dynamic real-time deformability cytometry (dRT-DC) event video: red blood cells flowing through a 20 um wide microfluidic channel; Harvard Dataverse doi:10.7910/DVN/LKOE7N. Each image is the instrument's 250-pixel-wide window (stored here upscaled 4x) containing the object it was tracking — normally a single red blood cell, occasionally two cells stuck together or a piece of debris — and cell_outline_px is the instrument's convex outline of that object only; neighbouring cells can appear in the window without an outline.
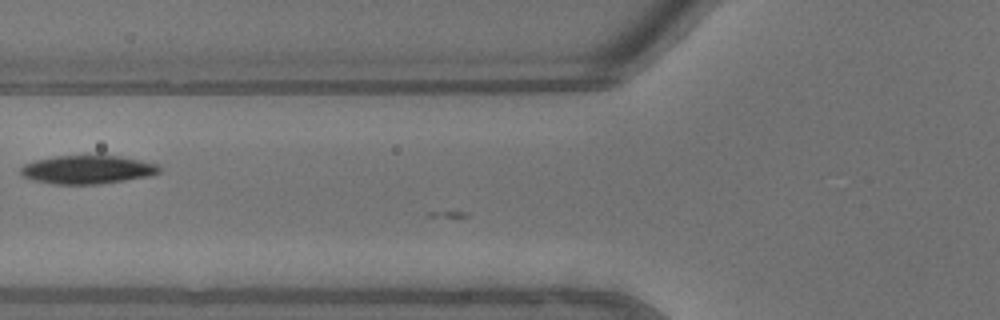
{"species": "common noctule bat (a hibernating species)", "species_latin": "Nyctalus noctula", "temperature_condition": "warm", "stored_images_in_passage": 11, "camera_frame_rate_fps": 3000, "um_per_image_px": 0.085, "animal": {"sex": "male", "body_mass_g": 13.3}, "frame": {"image": 1, "passage_image": 8, "time_ms": 2.333, "image_size_px": [1000, 320], "cell_outline_px": [[160, 172], [148, 176], [124, 180], [96, 184], [52, 184], [32, 180], [20, 176], [20, 168], [24, 164], [36, 160], [56, 156], [120, 156], [140, 160], [156, 164], [160, 168]], "centroid_in_image_um": [7.37, 14.42], "position_along_channel_um": 118.4, "area_um2": 22.83}}